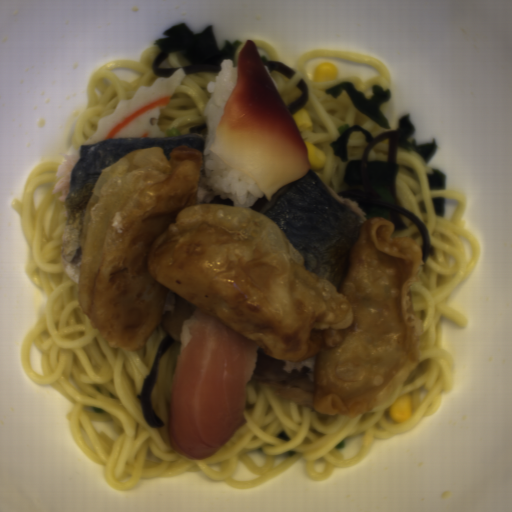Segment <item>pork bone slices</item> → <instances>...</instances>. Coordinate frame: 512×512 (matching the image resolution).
I'll list each match as a JSON object with an SVG mask.
<instances>
[{
    "label": "pork bone slices",
    "mask_w": 512,
    "mask_h": 512,
    "mask_svg": "<svg viewBox=\"0 0 512 512\" xmlns=\"http://www.w3.org/2000/svg\"><path fill=\"white\" fill-rule=\"evenodd\" d=\"M197 309L177 293H169L161 320L163 328L173 339L181 342L182 326Z\"/></svg>",
    "instance_id": "obj_2"
},
{
    "label": "pork bone slices",
    "mask_w": 512,
    "mask_h": 512,
    "mask_svg": "<svg viewBox=\"0 0 512 512\" xmlns=\"http://www.w3.org/2000/svg\"><path fill=\"white\" fill-rule=\"evenodd\" d=\"M193 200L195 204L233 205L228 195L219 193L209 185L204 158L202 162L199 184L196 188Z\"/></svg>",
    "instance_id": "obj_3"
},
{
    "label": "pork bone slices",
    "mask_w": 512,
    "mask_h": 512,
    "mask_svg": "<svg viewBox=\"0 0 512 512\" xmlns=\"http://www.w3.org/2000/svg\"><path fill=\"white\" fill-rule=\"evenodd\" d=\"M316 376L314 356L302 362L276 360L257 345L255 365L250 380L276 392L283 399L317 407Z\"/></svg>",
    "instance_id": "obj_1"
}]
</instances>
